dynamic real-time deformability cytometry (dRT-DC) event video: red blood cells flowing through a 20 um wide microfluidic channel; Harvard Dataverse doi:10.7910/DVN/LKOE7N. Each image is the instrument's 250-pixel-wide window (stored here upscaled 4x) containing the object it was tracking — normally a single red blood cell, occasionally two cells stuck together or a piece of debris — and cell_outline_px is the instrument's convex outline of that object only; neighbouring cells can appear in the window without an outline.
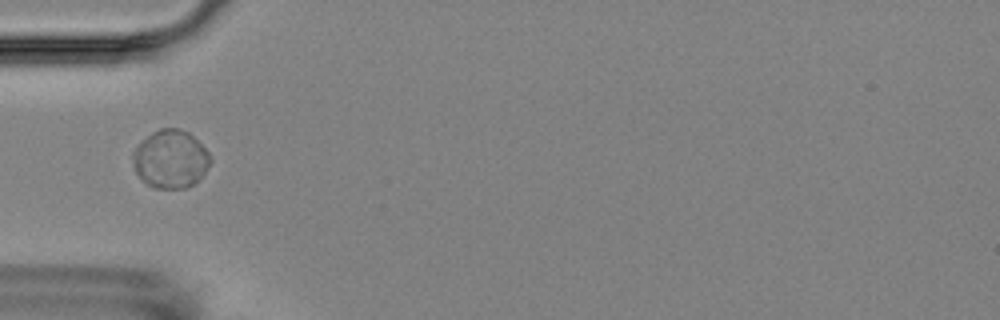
{"species": "Egyptian fruit bat (a non-hibernating species)", "species_latin": "Rousettus aegyptiacus", "temperature_condition": "room temperature", "stored_images_in_passage": 4, "camera_frame_rate_fps": 3000, "um_per_image_px": 0.085, "animal": {"sex": "female"}, "frame": {"image": 1, "passage_image": 1, "time_ms": 0.0, "image_size_px": [1000, 320], "cell_outline_px": [[212, 160], [204, 172], [192, 184], [184, 188], [152, 188], [136, 172], [132, 160], [132, 152], [140, 140], [152, 132], [160, 128], [180, 128], [188, 132], [208, 152]], "centroid_in_image_um": [14.46, 13.49], "position_along_channel_um": 70.5, "area_um2": 26.07}}
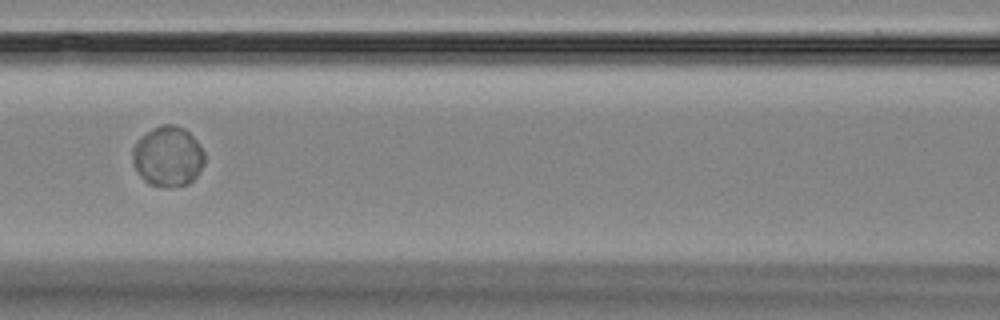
{"frame": {"image": 2, "passage_image": 3, "time_ms": 2.333, "image_size_px": [1000, 320], "cell_outline_px": [[204, 164], [200, 172], [188, 184], [168, 188], [164, 188], [148, 184], [140, 176], [132, 164], [132, 148], [136, 140], [140, 136], [152, 128], [160, 124], [172, 124], [184, 128], [196, 140], [204, 152]], "centroid_in_image_um": [14.24, 13.3], "position_along_channel_um": 152.4, "area_um2": 25.72}}
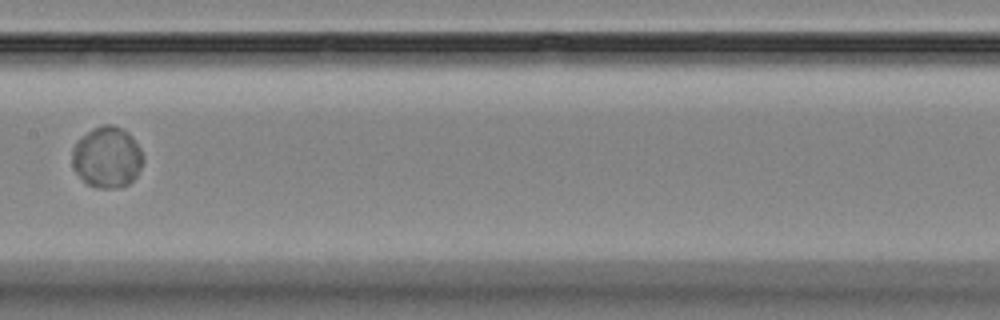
{"frame": {"image": 3, "passage_image": 4, "time_ms": 3.667, "image_size_px": [1000, 320], "cell_outline_px": [[144, 160], [136, 176], [128, 184], [116, 188], [96, 188], [88, 184], [76, 172], [72, 164], [72, 148], [76, 140], [88, 132], [104, 124], [112, 124], [128, 132], [140, 148], [144, 156]], "centroid_in_image_um": [9.1, 13.37], "position_along_channel_um": 198.3, "area_um2": 25.2}}